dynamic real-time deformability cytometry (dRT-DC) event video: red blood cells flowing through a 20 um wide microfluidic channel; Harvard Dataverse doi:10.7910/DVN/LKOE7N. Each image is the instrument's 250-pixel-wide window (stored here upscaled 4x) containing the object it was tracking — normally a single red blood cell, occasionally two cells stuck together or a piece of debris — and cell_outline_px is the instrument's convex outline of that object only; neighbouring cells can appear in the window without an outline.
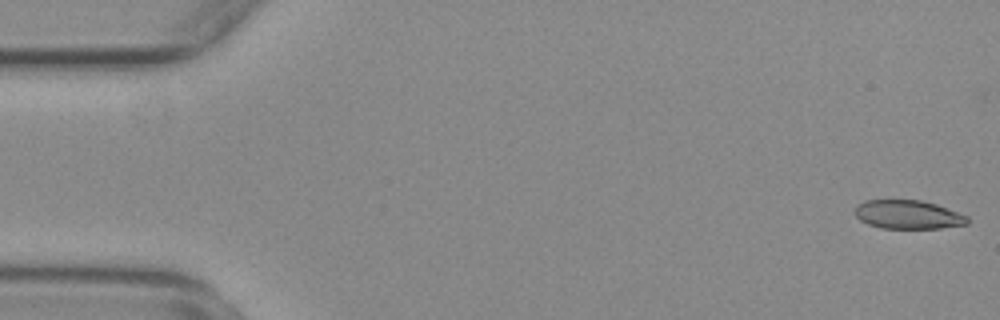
{"species": "common noctule bat (a hibernating species)", "species_latin": "Nyctalus noctula", "temperature_condition": "warm", "stored_images_in_passage": 27, "camera_frame_rate_fps": 3000, "um_per_image_px": 0.085, "animal": {"sex": "female", "body_mass_g": 29.2, "forearm_length_mm": 56.3}, "frame": {"image": 1, "passage_image": 1, "time_ms": 0.0, "image_size_px": [1000, 320], "cell_outline_px": [[968, 224], [940, 228], [880, 228], [868, 224], [860, 220], [856, 216], [856, 204], [864, 200], [920, 200], [936, 204], [968, 216]], "centroid_in_image_um": [77.17, 18.24], "position_along_channel_um": 7.8, "area_um2": 18.79}}
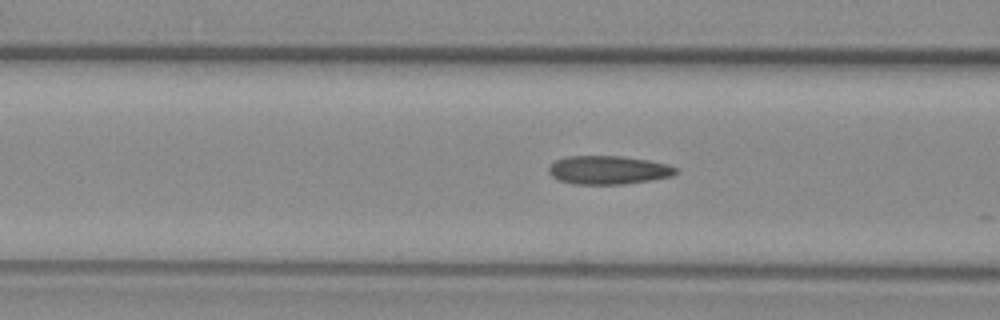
{"frame": {"image": 2, "passage_image": 21, "time_ms": 6.667, "image_size_px": [1000, 320], "cell_outline_px": [[676, 172], [672, 176], [652, 180], [624, 184], [572, 184], [560, 180], [552, 176], [548, 172], [548, 168], [556, 160], [568, 156], [620, 156], [648, 160], [668, 164], [676, 168]], "centroid_in_image_um": [51.7, 14.45], "position_along_channel_um": 114.9, "area_um2": 21.04}}
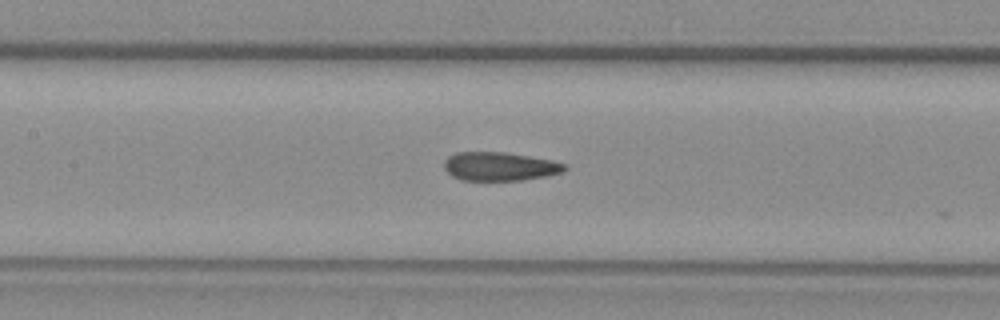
{"frame": {"image": 3, "passage_image": 25, "time_ms": 8.0, "image_size_px": [1000, 320], "cell_outline_px": [[568, 168], [564, 172], [544, 176], [520, 180], [460, 180], [452, 176], [444, 168], [444, 160], [448, 156], [456, 152], [504, 152], [552, 160], [568, 164]], "centroid_in_image_um": [42.48, 14.14], "position_along_channel_um": 164.9, "area_um2": 20.17}}